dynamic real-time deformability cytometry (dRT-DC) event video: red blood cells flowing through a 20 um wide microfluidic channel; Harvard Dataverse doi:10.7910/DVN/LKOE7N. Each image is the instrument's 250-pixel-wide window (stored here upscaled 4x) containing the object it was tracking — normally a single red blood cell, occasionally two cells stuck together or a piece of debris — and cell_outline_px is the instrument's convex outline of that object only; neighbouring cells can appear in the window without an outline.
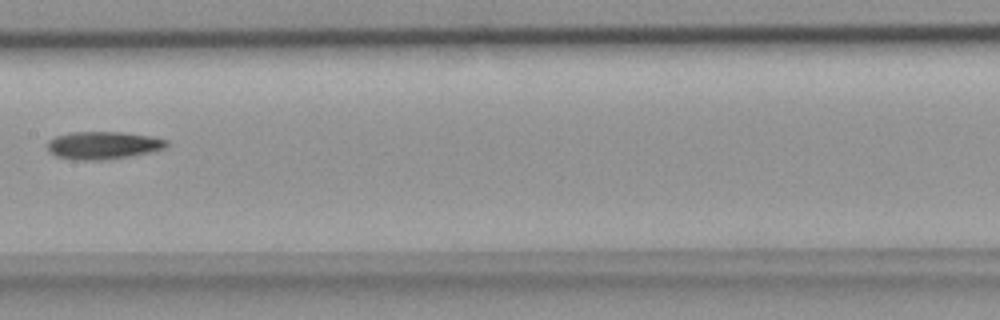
{"species": "common noctule bat (a hibernating species)", "species_latin": "Nyctalus noctula", "temperature_condition": "room temperature", "stored_images_in_passage": 7, "camera_frame_rate_fps": 3000, "um_per_image_px": 0.085, "animal": {"sex": "female", "body_mass_g": 18.4}, "frame": {"image": 1, "passage_image": 7, "time_ms": 2.0, "image_size_px": [1000, 320], "cell_outline_px": [[168, 144], [164, 148], [148, 152], [112, 160], [72, 160], [56, 156], [48, 152], [48, 140], [56, 136], [72, 132], [120, 132], [152, 136], [168, 140]], "centroid_in_image_um": [8.74, 12.36], "position_along_channel_um": 198.7, "area_um2": 19.36}}